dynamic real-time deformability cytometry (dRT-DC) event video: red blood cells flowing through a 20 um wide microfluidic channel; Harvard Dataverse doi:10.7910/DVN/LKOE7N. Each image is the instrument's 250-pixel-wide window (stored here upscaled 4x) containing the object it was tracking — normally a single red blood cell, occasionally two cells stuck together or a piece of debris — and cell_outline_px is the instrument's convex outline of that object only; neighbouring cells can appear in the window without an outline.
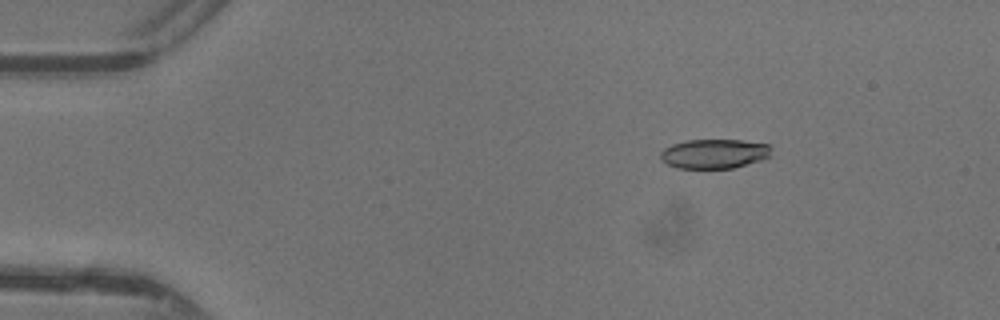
{"species": "common noctule bat (a hibernating species)", "species_latin": "Nyctalus noctula", "temperature_condition": "warm", "stored_images_in_passage": 48, "camera_frame_rate_fps": 3000, "um_per_image_px": 0.085, "animal": {"sex": "female"}, "frame": {"image": 1, "passage_image": 8, "time_ms": 2.333, "image_size_px": [1000, 320], "cell_outline_px": [[772, 156], [760, 160], [732, 168], [676, 168], [660, 160], [660, 152], [664, 148], [672, 144], [688, 140], [744, 140], [768, 144], [772, 148]], "centroid_in_image_um": [60.72, 13.06], "position_along_channel_um": 24.3, "area_um2": 19.13}}
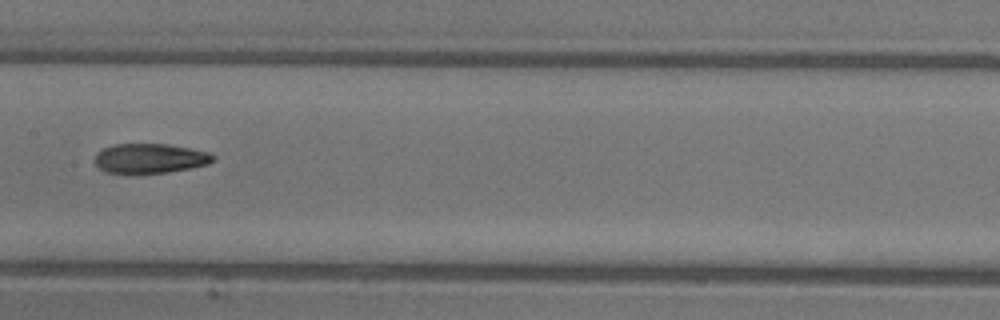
{"frame": {"image": 2, "passage_image": 25, "time_ms": 8.0, "image_size_px": [1000, 320], "cell_outline_px": [[216, 160], [208, 164], [168, 172], [108, 172], [100, 168], [96, 164], [96, 152], [104, 148], [116, 144], [164, 144], [188, 148], [208, 152], [216, 156]], "centroid_in_image_um": [12.79, 13.44], "position_along_channel_um": 194.6, "area_um2": 19.94}}
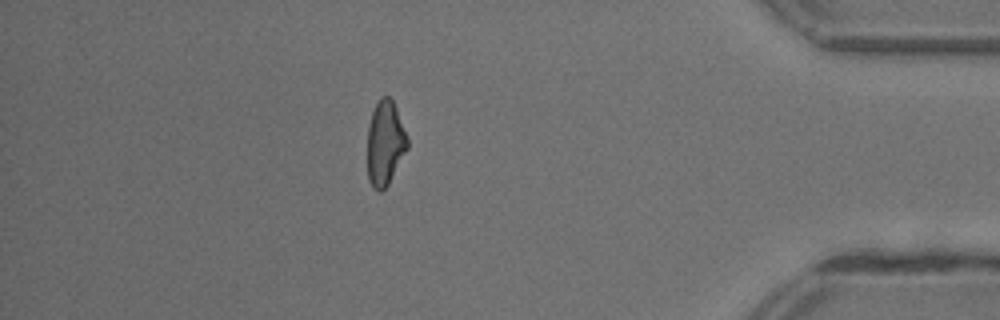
{"frame": {"image": 3, "passage_image": 42, "time_ms": 13.667, "image_size_px": [1000, 320], "cell_outline_px": [[408, 148], [388, 184], [380, 192], [372, 188], [368, 180], [368, 128], [372, 112], [380, 96], [388, 96], [392, 100], [396, 108], [408, 136]], "centroid_in_image_um": [32.74, 12.17], "position_along_channel_um": 402.5, "area_um2": 19.71}, "authors_computed_cell_mechanics": {"area_um2": 20.3167, "velocity_mm_per_s": 4.4294, "shape_relaxation_time_tau1_ms": 7.043, "shape_relaxation_time_tau2_ms": 3.4551, "deformation_change_tau1": 0.205, "deformation_change_tau2": 0.1172}}